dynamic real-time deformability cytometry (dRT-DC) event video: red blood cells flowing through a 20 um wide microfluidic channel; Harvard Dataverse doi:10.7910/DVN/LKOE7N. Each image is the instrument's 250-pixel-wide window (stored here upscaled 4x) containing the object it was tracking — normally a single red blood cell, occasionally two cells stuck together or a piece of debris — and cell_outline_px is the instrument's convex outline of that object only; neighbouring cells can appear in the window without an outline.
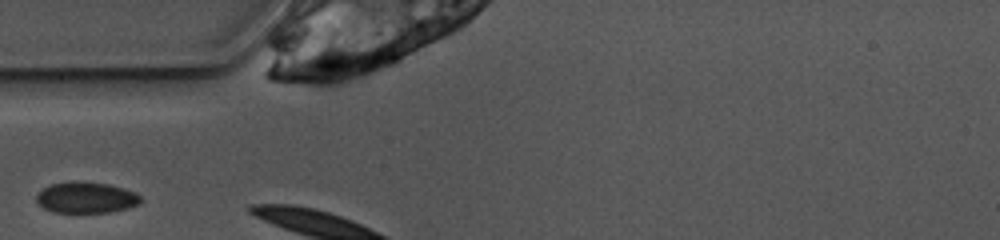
{"species": "common noctule bat (a hibernating species)", "species_latin": "Nyctalus noctula", "temperature_condition": "warm", "stored_images_in_passage": 2, "camera_frame_rate_fps": 3000, "um_per_image_px": 0.085, "animal": {"sex": "female", "body_mass_g": 10.0, "forearm_length_mm": 53.1}, "frame": {"image": 1, "passage_image": 1, "time_ms": 0.0, "image_size_px": [1000, 240], "cell_outline_px": [[140, 204], [128, 208], [108, 212], [52, 212], [44, 208], [36, 200], [36, 196], [44, 188], [52, 184], [72, 180], [108, 184], [124, 188], [136, 192], [140, 196]], "centroid_in_image_um": [7.34, 16.78], "position_along_channel_um": 77.7, "area_um2": 18.84}}